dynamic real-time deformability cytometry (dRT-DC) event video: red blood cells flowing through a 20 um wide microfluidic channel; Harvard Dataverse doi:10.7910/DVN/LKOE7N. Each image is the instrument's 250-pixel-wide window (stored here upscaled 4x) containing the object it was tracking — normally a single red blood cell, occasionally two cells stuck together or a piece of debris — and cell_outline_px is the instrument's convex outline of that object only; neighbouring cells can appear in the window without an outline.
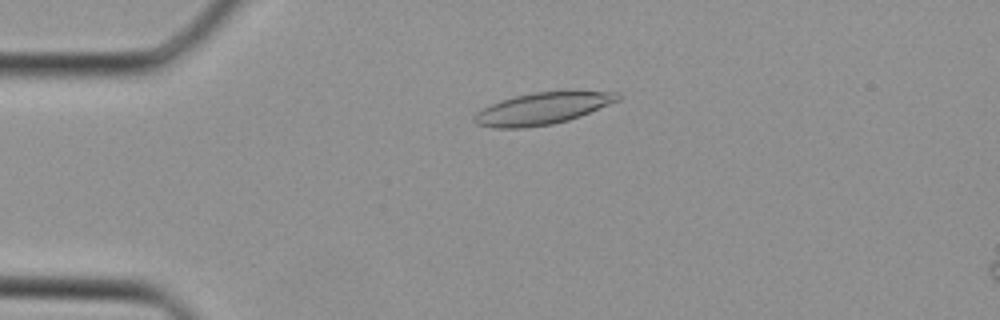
{"species": "Egyptian fruit bat (a non-hibernating species)", "species_latin": "Rousettus aegyptiacus", "temperature_condition": "cold", "stored_images_in_passage": 30, "camera_frame_rate_fps": 3000, "um_per_image_px": 0.085, "animal": {"sex": "female"}, "frame": {"image": 1, "passage_image": 1, "time_ms": 0.0, "image_size_px": [1000, 320], "cell_outline_px": [[624, 96], [620, 100], [580, 116], [568, 120], [552, 124], [524, 128], [492, 128], [476, 124], [472, 120], [472, 116], [476, 112], [500, 100], [532, 92], [564, 88], [572, 88], [620, 92]], "centroid_in_image_um": [46.22, 9.16], "position_along_channel_um": 38.8, "area_um2": 27.86}}
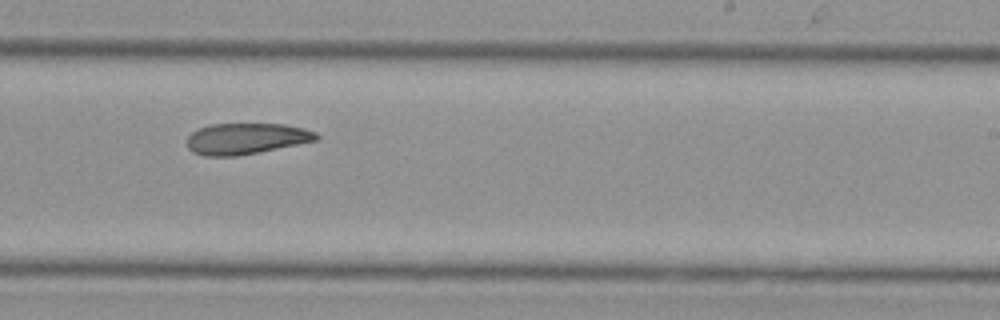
{"frame": {"image": 2, "passage_image": 16, "time_ms": 5.0, "image_size_px": [1000, 320], "cell_outline_px": [[320, 136], [316, 140], [236, 156], [204, 156], [192, 152], [188, 148], [188, 136], [192, 132], [200, 128], [212, 124], [284, 124], [304, 128], [316, 132]], "centroid_in_image_um": [20.9, 11.78], "position_along_channel_um": 268.1, "area_um2": 23.12}}
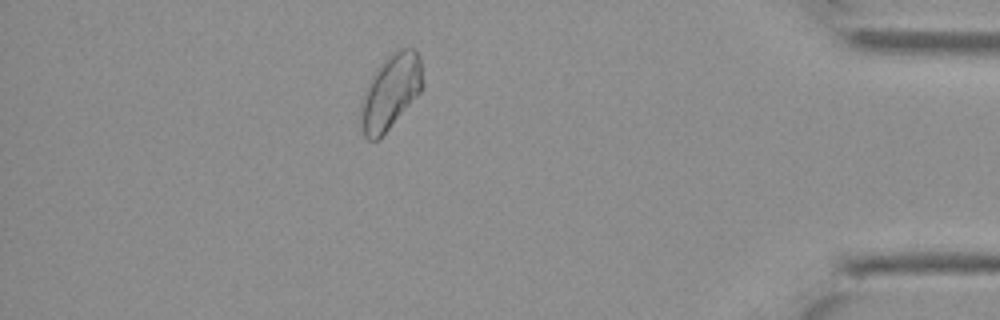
{"frame": {"image": 3, "passage_image": 26, "time_ms": 8.333, "image_size_px": [1000, 320], "cell_outline_px": [[424, 84], [420, 92], [388, 128], [376, 140], [368, 140], [364, 136], [360, 124], [360, 104], [364, 92], [372, 76], [380, 64], [392, 52], [400, 48], [412, 48], [420, 56]], "centroid_in_image_um": [33.19, 7.78], "position_along_channel_um": 402.0, "area_um2": 26.59}}